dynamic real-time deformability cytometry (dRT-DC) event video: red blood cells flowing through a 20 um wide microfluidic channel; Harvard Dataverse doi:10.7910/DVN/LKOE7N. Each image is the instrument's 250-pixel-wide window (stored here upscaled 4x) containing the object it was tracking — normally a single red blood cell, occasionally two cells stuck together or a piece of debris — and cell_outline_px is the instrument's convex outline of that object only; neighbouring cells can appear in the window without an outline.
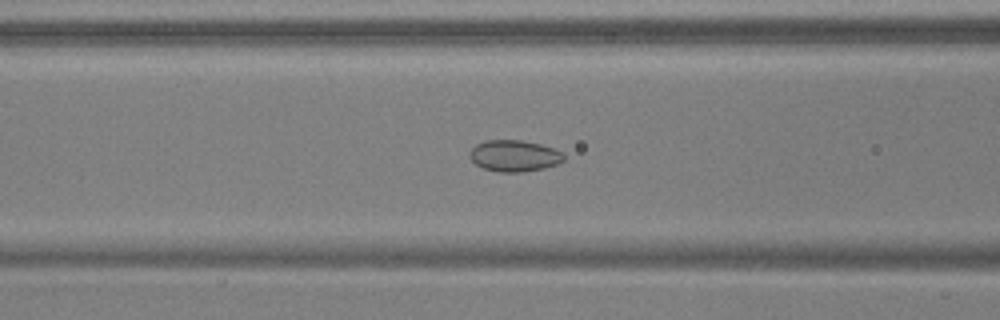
{"species": "common noctule bat (a hibernating species)", "species_latin": "Nyctalus noctula", "temperature_condition": "warm", "stored_images_in_passage": 41, "camera_frame_rate_fps": 3000, "um_per_image_px": 0.085, "animal": {"sex": "male", "body_mass_g": 17.9, "forearm_length_mm": 54.2}, "frame": {"image": 1, "passage_image": 10, "time_ms": 3.0, "image_size_px": [1000, 320], "cell_outline_px": [[564, 160], [556, 164], [544, 168], [520, 172], [500, 172], [484, 168], [476, 164], [468, 156], [472, 148], [476, 144], [484, 140], [520, 140], [540, 144], [552, 148], [560, 152], [564, 156]], "centroid_in_image_um": [43.68, 13.24], "position_along_channel_um": 122.9, "area_um2": 17.05}}
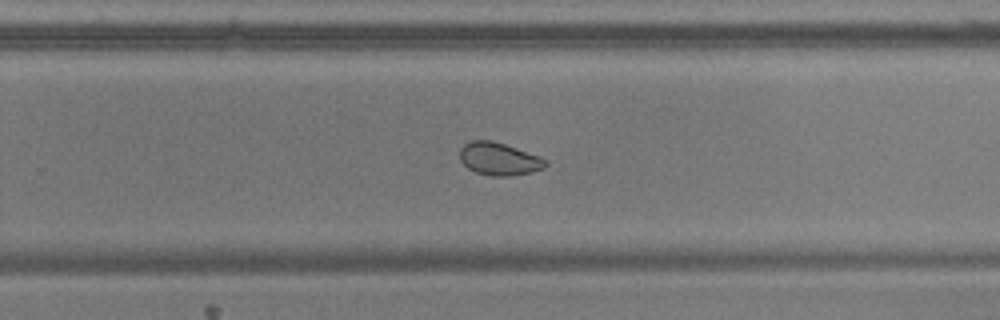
{"frame": {"image": 2, "passage_image": 23, "time_ms": 7.333, "image_size_px": [1000, 320], "cell_outline_px": [[548, 164], [544, 168], [532, 172], [512, 176], [492, 176], [476, 172], [468, 168], [460, 160], [460, 148], [464, 144], [472, 140], [492, 140], [540, 156], [548, 160]], "centroid_in_image_um": [42.44, 13.51], "position_along_channel_um": 287.4, "area_um2": 16.42}}
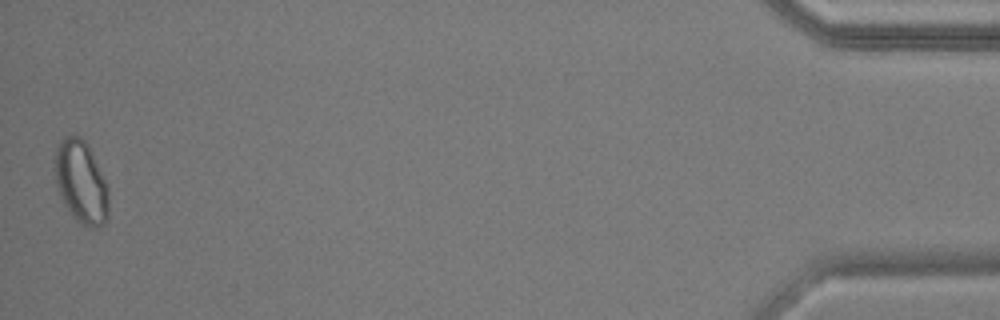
{"frame": {"image": 3, "passage_image": 41, "time_ms": 13.333, "image_size_px": [1000, 320], "cell_outline_px": [[108, 216], [104, 224], [100, 228], [92, 228], [76, 220], [72, 216], [64, 204], [60, 196], [56, 184], [52, 168], [56, 148], [60, 140], [64, 136], [80, 136], [84, 140], [108, 188]], "centroid_in_image_um": [6.84, 15.5], "position_along_channel_um": 428.4, "area_um2": 25.89}, "authors_computed_cell_mechanics": {"area_um2": 17.629, "velocity_mm_per_s": 3.8067, "shape_relaxation_time_tau1_ms": null, "shape_relaxation_time_tau2_ms": 3.4115, "deformation_change_tau1": null, "deformation_change_tau2": 0.0513}}